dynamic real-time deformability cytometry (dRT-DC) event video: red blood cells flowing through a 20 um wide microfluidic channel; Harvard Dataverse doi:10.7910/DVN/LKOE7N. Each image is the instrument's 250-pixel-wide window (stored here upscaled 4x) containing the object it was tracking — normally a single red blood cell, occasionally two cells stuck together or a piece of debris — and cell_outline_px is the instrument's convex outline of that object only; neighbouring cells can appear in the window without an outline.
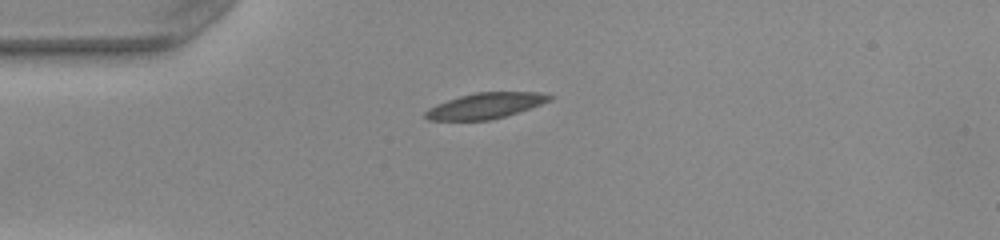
{"species": "common noctule bat (a hibernating species)", "species_latin": "Nyctalus noctula", "temperature_condition": "warm", "stored_images_in_passage": 39, "camera_frame_rate_fps": 3000, "um_per_image_px": 0.085, "animal": {"sex": "female", "body_mass_g": 22.0, "forearm_length_mm": 56.7}, "frame": {"image": 1, "passage_image": 1, "time_ms": 0.0, "image_size_px": [1000, 240], "cell_outline_px": [[556, 96], [552, 100], [504, 116], [488, 120], [428, 120], [424, 116], [424, 112], [428, 108], [436, 104], [460, 96], [476, 92], [540, 92]], "centroid_in_image_um": [41.25, 8.97], "position_along_channel_um": 43.7, "area_um2": 18.44}}
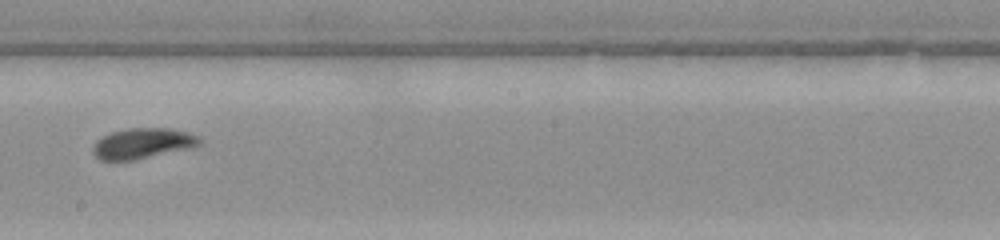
{"frame": {"image": 2, "passage_image": 17, "time_ms": 5.333, "image_size_px": [1000, 240], "cell_outline_px": [[200, 144], [184, 148], [132, 160], [100, 160], [92, 152], [92, 144], [96, 140], [112, 132], [128, 128], [172, 128], [188, 132], [200, 136]], "centroid_in_image_um": [12.06, 12.16], "position_along_channel_um": 236.1, "area_um2": 18.55}}
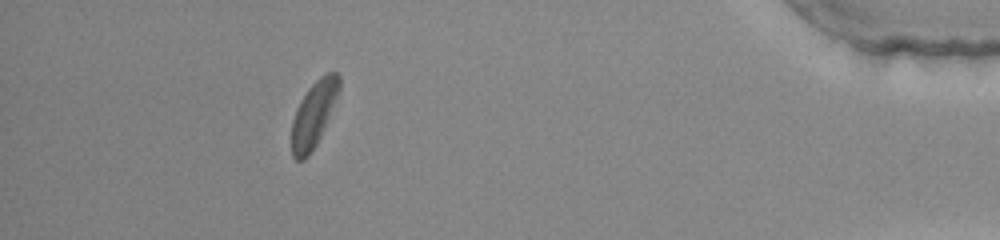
{"frame": {"image": 3, "passage_image": 34, "time_ms": 11.0, "image_size_px": [1000, 240], "cell_outline_px": [[340, 88], [324, 128], [316, 144], [308, 156], [304, 160], [296, 160], [292, 156], [292, 120], [296, 108], [300, 100], [308, 88], [320, 76], [328, 72], [336, 72], [340, 76]], "centroid_in_image_um": [26.65, 9.69], "position_along_channel_um": 408.6, "area_um2": 17.98}, "authors_computed_cell_mechanics": {"area_um2": 19.0162, "velocity_mm_per_s": 4.0138, "shape_relaxation_time_tau1_ms": 4.4271, "shape_relaxation_time_tau2_ms": 2.537, "deformation_change_tau1": 0.1255, "deformation_change_tau2": 0.0619}}